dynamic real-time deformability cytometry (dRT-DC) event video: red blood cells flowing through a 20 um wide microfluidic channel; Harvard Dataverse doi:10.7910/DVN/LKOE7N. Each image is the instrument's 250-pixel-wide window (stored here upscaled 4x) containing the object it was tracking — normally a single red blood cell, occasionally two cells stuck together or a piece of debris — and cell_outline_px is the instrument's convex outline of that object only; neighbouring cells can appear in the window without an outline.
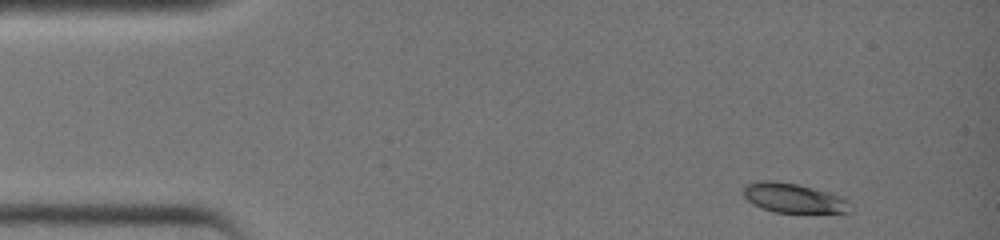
{"species": "common noctule bat (a hibernating species)", "species_latin": "Nyctalus noctula", "temperature_condition": "warm", "stored_images_in_passage": 33, "camera_frame_rate_fps": 3000, "um_per_image_px": 0.085, "animal": {"sex": "female", "body_mass_g": 19.0, "forearm_length_mm": 51.5}, "frame": {"image": 1, "passage_image": 1, "time_ms": 0.0, "image_size_px": [1000, 240], "cell_outline_px": [[852, 212], [772, 212], [760, 208], [748, 200], [744, 196], [744, 184], [756, 180], [776, 180], [796, 184], [844, 196], [848, 200]], "centroid_in_image_um": [67.43, 16.82], "position_along_channel_um": 17.6, "area_um2": 18.5}}
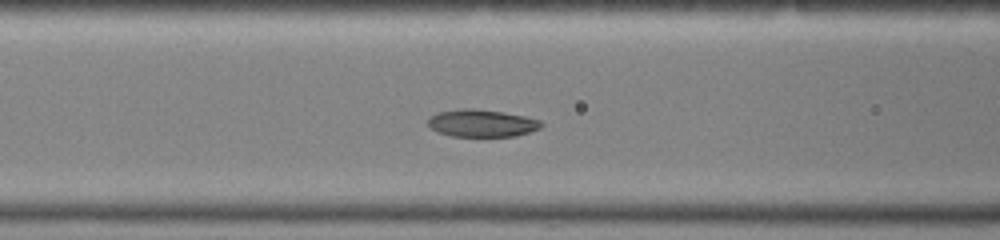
{"frame": {"image": 2, "passage_image": 13, "time_ms": 4.0, "image_size_px": [1000, 240], "cell_outline_px": [[544, 124], [540, 128], [516, 136], [452, 136], [436, 132], [428, 124], [428, 116], [436, 112], [464, 108], [476, 108], [504, 112], [524, 116], [540, 120]], "centroid_in_image_um": [40.93, 10.46], "position_along_channel_um": 125.7, "area_um2": 18.21}}
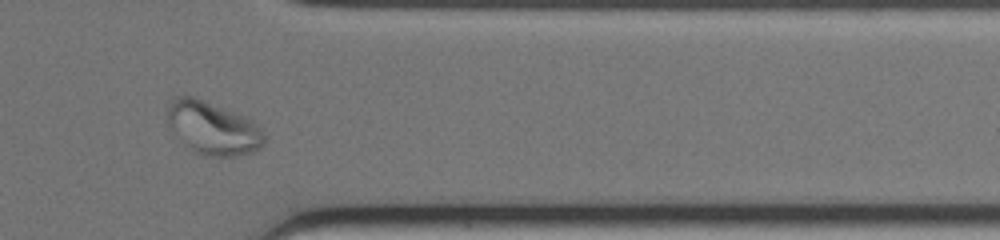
{"frame": {"image": 3, "passage_image": 29, "time_ms": 9.333, "image_size_px": [1000, 240], "cell_outline_px": [[264, 144], [260, 148], [252, 152], [236, 156], [208, 156], [196, 152], [168, 124], [168, 104], [176, 96], [192, 96], [244, 116], [260, 124], [264, 132]], "centroid_in_image_um": [18.16, 10.88], "position_along_channel_um": 393.2, "area_um2": 29.25}}